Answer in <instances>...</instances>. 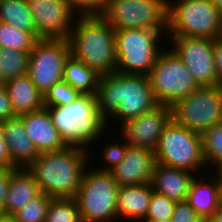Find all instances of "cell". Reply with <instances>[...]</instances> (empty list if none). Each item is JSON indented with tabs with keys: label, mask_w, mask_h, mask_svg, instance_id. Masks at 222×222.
Returning a JSON list of instances; mask_svg holds the SVG:
<instances>
[{
	"label": "cell",
	"mask_w": 222,
	"mask_h": 222,
	"mask_svg": "<svg viewBox=\"0 0 222 222\" xmlns=\"http://www.w3.org/2000/svg\"><path fill=\"white\" fill-rule=\"evenodd\" d=\"M100 117L109 121L130 120L158 105L148 75L128 74L118 70L100 76L97 87Z\"/></svg>",
	"instance_id": "cell-1"
},
{
	"label": "cell",
	"mask_w": 222,
	"mask_h": 222,
	"mask_svg": "<svg viewBox=\"0 0 222 222\" xmlns=\"http://www.w3.org/2000/svg\"><path fill=\"white\" fill-rule=\"evenodd\" d=\"M91 152L66 146L62 150L39 153L26 169L33 175L41 193L52 198H74L91 161Z\"/></svg>",
	"instance_id": "cell-2"
},
{
	"label": "cell",
	"mask_w": 222,
	"mask_h": 222,
	"mask_svg": "<svg viewBox=\"0 0 222 222\" xmlns=\"http://www.w3.org/2000/svg\"><path fill=\"white\" fill-rule=\"evenodd\" d=\"M68 42L70 54L98 75L116 70L115 30L101 15L75 17Z\"/></svg>",
	"instance_id": "cell-3"
},
{
	"label": "cell",
	"mask_w": 222,
	"mask_h": 222,
	"mask_svg": "<svg viewBox=\"0 0 222 222\" xmlns=\"http://www.w3.org/2000/svg\"><path fill=\"white\" fill-rule=\"evenodd\" d=\"M48 110L66 146L89 149L107 128L99 115L96 94H81L67 105L44 107Z\"/></svg>",
	"instance_id": "cell-4"
},
{
	"label": "cell",
	"mask_w": 222,
	"mask_h": 222,
	"mask_svg": "<svg viewBox=\"0 0 222 222\" xmlns=\"http://www.w3.org/2000/svg\"><path fill=\"white\" fill-rule=\"evenodd\" d=\"M118 187L110 172L87 166L74 197L82 222H118Z\"/></svg>",
	"instance_id": "cell-5"
},
{
	"label": "cell",
	"mask_w": 222,
	"mask_h": 222,
	"mask_svg": "<svg viewBox=\"0 0 222 222\" xmlns=\"http://www.w3.org/2000/svg\"><path fill=\"white\" fill-rule=\"evenodd\" d=\"M154 157L158 164L194 173L207 168L201 134L177 124L173 119L161 133Z\"/></svg>",
	"instance_id": "cell-6"
},
{
	"label": "cell",
	"mask_w": 222,
	"mask_h": 222,
	"mask_svg": "<svg viewBox=\"0 0 222 222\" xmlns=\"http://www.w3.org/2000/svg\"><path fill=\"white\" fill-rule=\"evenodd\" d=\"M220 16L211 0H168L166 34L215 39Z\"/></svg>",
	"instance_id": "cell-7"
},
{
	"label": "cell",
	"mask_w": 222,
	"mask_h": 222,
	"mask_svg": "<svg viewBox=\"0 0 222 222\" xmlns=\"http://www.w3.org/2000/svg\"><path fill=\"white\" fill-rule=\"evenodd\" d=\"M163 35L152 29L115 30L116 70L148 75L163 49L159 46L164 41Z\"/></svg>",
	"instance_id": "cell-8"
},
{
	"label": "cell",
	"mask_w": 222,
	"mask_h": 222,
	"mask_svg": "<svg viewBox=\"0 0 222 222\" xmlns=\"http://www.w3.org/2000/svg\"><path fill=\"white\" fill-rule=\"evenodd\" d=\"M148 78L157 103L170 107L200 87L170 47L158 54Z\"/></svg>",
	"instance_id": "cell-9"
},
{
	"label": "cell",
	"mask_w": 222,
	"mask_h": 222,
	"mask_svg": "<svg viewBox=\"0 0 222 222\" xmlns=\"http://www.w3.org/2000/svg\"><path fill=\"white\" fill-rule=\"evenodd\" d=\"M168 0H108L101 16L114 30L152 29L167 33Z\"/></svg>",
	"instance_id": "cell-10"
},
{
	"label": "cell",
	"mask_w": 222,
	"mask_h": 222,
	"mask_svg": "<svg viewBox=\"0 0 222 222\" xmlns=\"http://www.w3.org/2000/svg\"><path fill=\"white\" fill-rule=\"evenodd\" d=\"M172 119L202 134L222 123V86H200L171 106Z\"/></svg>",
	"instance_id": "cell-11"
},
{
	"label": "cell",
	"mask_w": 222,
	"mask_h": 222,
	"mask_svg": "<svg viewBox=\"0 0 222 222\" xmlns=\"http://www.w3.org/2000/svg\"><path fill=\"white\" fill-rule=\"evenodd\" d=\"M70 55L68 39H38L29 52L28 72L35 87L45 94L63 80L64 64Z\"/></svg>",
	"instance_id": "cell-12"
},
{
	"label": "cell",
	"mask_w": 222,
	"mask_h": 222,
	"mask_svg": "<svg viewBox=\"0 0 222 222\" xmlns=\"http://www.w3.org/2000/svg\"><path fill=\"white\" fill-rule=\"evenodd\" d=\"M169 41L174 46L172 52L185 63L200 86L219 85L213 61L215 39L175 36L169 37Z\"/></svg>",
	"instance_id": "cell-13"
},
{
	"label": "cell",
	"mask_w": 222,
	"mask_h": 222,
	"mask_svg": "<svg viewBox=\"0 0 222 222\" xmlns=\"http://www.w3.org/2000/svg\"><path fill=\"white\" fill-rule=\"evenodd\" d=\"M172 119L171 107L158 104L153 109L130 120L118 121L121 141L130 146L143 147L152 151L157 147L161 133Z\"/></svg>",
	"instance_id": "cell-14"
},
{
	"label": "cell",
	"mask_w": 222,
	"mask_h": 222,
	"mask_svg": "<svg viewBox=\"0 0 222 222\" xmlns=\"http://www.w3.org/2000/svg\"><path fill=\"white\" fill-rule=\"evenodd\" d=\"M26 1L40 38L68 39L77 13L70 8L66 0Z\"/></svg>",
	"instance_id": "cell-15"
},
{
	"label": "cell",
	"mask_w": 222,
	"mask_h": 222,
	"mask_svg": "<svg viewBox=\"0 0 222 222\" xmlns=\"http://www.w3.org/2000/svg\"><path fill=\"white\" fill-rule=\"evenodd\" d=\"M155 163L154 151L127 144L125 157L109 172L118 186L148 184Z\"/></svg>",
	"instance_id": "cell-16"
},
{
	"label": "cell",
	"mask_w": 222,
	"mask_h": 222,
	"mask_svg": "<svg viewBox=\"0 0 222 222\" xmlns=\"http://www.w3.org/2000/svg\"><path fill=\"white\" fill-rule=\"evenodd\" d=\"M2 132L11 158V168H27L38 156L32 140L26 135L20 116L1 121Z\"/></svg>",
	"instance_id": "cell-17"
},
{
	"label": "cell",
	"mask_w": 222,
	"mask_h": 222,
	"mask_svg": "<svg viewBox=\"0 0 222 222\" xmlns=\"http://www.w3.org/2000/svg\"><path fill=\"white\" fill-rule=\"evenodd\" d=\"M20 117L24 121L26 135L39 153L58 151L66 147L46 108L22 114Z\"/></svg>",
	"instance_id": "cell-18"
},
{
	"label": "cell",
	"mask_w": 222,
	"mask_h": 222,
	"mask_svg": "<svg viewBox=\"0 0 222 222\" xmlns=\"http://www.w3.org/2000/svg\"><path fill=\"white\" fill-rule=\"evenodd\" d=\"M193 172L167 167L155 163L151 185L153 190L164 194L175 202L186 201L190 185L195 178Z\"/></svg>",
	"instance_id": "cell-19"
},
{
	"label": "cell",
	"mask_w": 222,
	"mask_h": 222,
	"mask_svg": "<svg viewBox=\"0 0 222 222\" xmlns=\"http://www.w3.org/2000/svg\"><path fill=\"white\" fill-rule=\"evenodd\" d=\"M153 188L151 183L118 187L117 214L132 222H141L148 211Z\"/></svg>",
	"instance_id": "cell-20"
},
{
	"label": "cell",
	"mask_w": 222,
	"mask_h": 222,
	"mask_svg": "<svg viewBox=\"0 0 222 222\" xmlns=\"http://www.w3.org/2000/svg\"><path fill=\"white\" fill-rule=\"evenodd\" d=\"M186 202L203 222H206L220 204V183L214 174H208L206 180L204 177L202 179L195 176L187 193Z\"/></svg>",
	"instance_id": "cell-21"
},
{
	"label": "cell",
	"mask_w": 222,
	"mask_h": 222,
	"mask_svg": "<svg viewBox=\"0 0 222 222\" xmlns=\"http://www.w3.org/2000/svg\"><path fill=\"white\" fill-rule=\"evenodd\" d=\"M40 194L41 190L33 175L25 168H16L9 179L3 215L11 217Z\"/></svg>",
	"instance_id": "cell-22"
},
{
	"label": "cell",
	"mask_w": 222,
	"mask_h": 222,
	"mask_svg": "<svg viewBox=\"0 0 222 222\" xmlns=\"http://www.w3.org/2000/svg\"><path fill=\"white\" fill-rule=\"evenodd\" d=\"M5 88L16 116L44 108L43 94L35 87L28 74L6 81Z\"/></svg>",
	"instance_id": "cell-23"
},
{
	"label": "cell",
	"mask_w": 222,
	"mask_h": 222,
	"mask_svg": "<svg viewBox=\"0 0 222 222\" xmlns=\"http://www.w3.org/2000/svg\"><path fill=\"white\" fill-rule=\"evenodd\" d=\"M99 78L100 75L71 54L66 59L63 81L67 82L80 94H96Z\"/></svg>",
	"instance_id": "cell-24"
},
{
	"label": "cell",
	"mask_w": 222,
	"mask_h": 222,
	"mask_svg": "<svg viewBox=\"0 0 222 222\" xmlns=\"http://www.w3.org/2000/svg\"><path fill=\"white\" fill-rule=\"evenodd\" d=\"M0 21L30 32L37 40L41 39L36 33L33 15L26 0H0Z\"/></svg>",
	"instance_id": "cell-25"
},
{
	"label": "cell",
	"mask_w": 222,
	"mask_h": 222,
	"mask_svg": "<svg viewBox=\"0 0 222 222\" xmlns=\"http://www.w3.org/2000/svg\"><path fill=\"white\" fill-rule=\"evenodd\" d=\"M29 52L0 48V67L4 81L27 74Z\"/></svg>",
	"instance_id": "cell-26"
},
{
	"label": "cell",
	"mask_w": 222,
	"mask_h": 222,
	"mask_svg": "<svg viewBox=\"0 0 222 222\" xmlns=\"http://www.w3.org/2000/svg\"><path fill=\"white\" fill-rule=\"evenodd\" d=\"M37 39L30 33L0 21V48L30 52Z\"/></svg>",
	"instance_id": "cell-27"
},
{
	"label": "cell",
	"mask_w": 222,
	"mask_h": 222,
	"mask_svg": "<svg viewBox=\"0 0 222 222\" xmlns=\"http://www.w3.org/2000/svg\"><path fill=\"white\" fill-rule=\"evenodd\" d=\"M204 162L215 167L222 161V123L208 128L201 134Z\"/></svg>",
	"instance_id": "cell-28"
},
{
	"label": "cell",
	"mask_w": 222,
	"mask_h": 222,
	"mask_svg": "<svg viewBox=\"0 0 222 222\" xmlns=\"http://www.w3.org/2000/svg\"><path fill=\"white\" fill-rule=\"evenodd\" d=\"M46 222H82L74 198H52L47 210Z\"/></svg>",
	"instance_id": "cell-29"
},
{
	"label": "cell",
	"mask_w": 222,
	"mask_h": 222,
	"mask_svg": "<svg viewBox=\"0 0 222 222\" xmlns=\"http://www.w3.org/2000/svg\"><path fill=\"white\" fill-rule=\"evenodd\" d=\"M52 197L41 193L36 198L26 203L11 217L16 222H46L47 210Z\"/></svg>",
	"instance_id": "cell-30"
},
{
	"label": "cell",
	"mask_w": 222,
	"mask_h": 222,
	"mask_svg": "<svg viewBox=\"0 0 222 222\" xmlns=\"http://www.w3.org/2000/svg\"><path fill=\"white\" fill-rule=\"evenodd\" d=\"M176 202L164 194L153 190L148 211L142 221H162L171 219Z\"/></svg>",
	"instance_id": "cell-31"
},
{
	"label": "cell",
	"mask_w": 222,
	"mask_h": 222,
	"mask_svg": "<svg viewBox=\"0 0 222 222\" xmlns=\"http://www.w3.org/2000/svg\"><path fill=\"white\" fill-rule=\"evenodd\" d=\"M81 94L63 80L55 83L43 94L44 107L67 105L78 98Z\"/></svg>",
	"instance_id": "cell-32"
},
{
	"label": "cell",
	"mask_w": 222,
	"mask_h": 222,
	"mask_svg": "<svg viewBox=\"0 0 222 222\" xmlns=\"http://www.w3.org/2000/svg\"><path fill=\"white\" fill-rule=\"evenodd\" d=\"M119 143V144H118ZM106 145H104L101 149L102 152L100 155H102V159L104 160L103 162H105V166L101 165L98 168H96L97 170L100 171H110L112 170L114 167H116L121 161L122 159L125 157L126 151H127V143L122 141V142H115V141H111L108 143H105ZM107 162V163H106Z\"/></svg>",
	"instance_id": "cell-33"
},
{
	"label": "cell",
	"mask_w": 222,
	"mask_h": 222,
	"mask_svg": "<svg viewBox=\"0 0 222 222\" xmlns=\"http://www.w3.org/2000/svg\"><path fill=\"white\" fill-rule=\"evenodd\" d=\"M77 16L101 15L108 0H66ZM76 10V11H75Z\"/></svg>",
	"instance_id": "cell-34"
},
{
	"label": "cell",
	"mask_w": 222,
	"mask_h": 222,
	"mask_svg": "<svg viewBox=\"0 0 222 222\" xmlns=\"http://www.w3.org/2000/svg\"><path fill=\"white\" fill-rule=\"evenodd\" d=\"M172 222H203L195 210L186 202H176L174 206Z\"/></svg>",
	"instance_id": "cell-35"
},
{
	"label": "cell",
	"mask_w": 222,
	"mask_h": 222,
	"mask_svg": "<svg viewBox=\"0 0 222 222\" xmlns=\"http://www.w3.org/2000/svg\"><path fill=\"white\" fill-rule=\"evenodd\" d=\"M15 116L5 85H0V122Z\"/></svg>",
	"instance_id": "cell-36"
},
{
	"label": "cell",
	"mask_w": 222,
	"mask_h": 222,
	"mask_svg": "<svg viewBox=\"0 0 222 222\" xmlns=\"http://www.w3.org/2000/svg\"><path fill=\"white\" fill-rule=\"evenodd\" d=\"M16 168H8L0 166V208L3 209L6 200V194L9 186L11 173Z\"/></svg>",
	"instance_id": "cell-37"
},
{
	"label": "cell",
	"mask_w": 222,
	"mask_h": 222,
	"mask_svg": "<svg viewBox=\"0 0 222 222\" xmlns=\"http://www.w3.org/2000/svg\"><path fill=\"white\" fill-rule=\"evenodd\" d=\"M213 61L219 85L222 86V43L218 41L214 42Z\"/></svg>",
	"instance_id": "cell-38"
},
{
	"label": "cell",
	"mask_w": 222,
	"mask_h": 222,
	"mask_svg": "<svg viewBox=\"0 0 222 222\" xmlns=\"http://www.w3.org/2000/svg\"><path fill=\"white\" fill-rule=\"evenodd\" d=\"M0 166L11 168V158L2 132L0 122Z\"/></svg>",
	"instance_id": "cell-39"
},
{
	"label": "cell",
	"mask_w": 222,
	"mask_h": 222,
	"mask_svg": "<svg viewBox=\"0 0 222 222\" xmlns=\"http://www.w3.org/2000/svg\"><path fill=\"white\" fill-rule=\"evenodd\" d=\"M206 222H222V204H219L213 215Z\"/></svg>",
	"instance_id": "cell-40"
},
{
	"label": "cell",
	"mask_w": 222,
	"mask_h": 222,
	"mask_svg": "<svg viewBox=\"0 0 222 222\" xmlns=\"http://www.w3.org/2000/svg\"><path fill=\"white\" fill-rule=\"evenodd\" d=\"M215 170V172H213L216 177V179L218 180L219 183H222V161H220L215 167H213V170Z\"/></svg>",
	"instance_id": "cell-41"
},
{
	"label": "cell",
	"mask_w": 222,
	"mask_h": 222,
	"mask_svg": "<svg viewBox=\"0 0 222 222\" xmlns=\"http://www.w3.org/2000/svg\"><path fill=\"white\" fill-rule=\"evenodd\" d=\"M215 40L222 43V15L220 16L218 33Z\"/></svg>",
	"instance_id": "cell-42"
},
{
	"label": "cell",
	"mask_w": 222,
	"mask_h": 222,
	"mask_svg": "<svg viewBox=\"0 0 222 222\" xmlns=\"http://www.w3.org/2000/svg\"><path fill=\"white\" fill-rule=\"evenodd\" d=\"M222 15V0H211Z\"/></svg>",
	"instance_id": "cell-43"
},
{
	"label": "cell",
	"mask_w": 222,
	"mask_h": 222,
	"mask_svg": "<svg viewBox=\"0 0 222 222\" xmlns=\"http://www.w3.org/2000/svg\"><path fill=\"white\" fill-rule=\"evenodd\" d=\"M0 222H16L12 217H8V216H3L0 219Z\"/></svg>",
	"instance_id": "cell-44"
},
{
	"label": "cell",
	"mask_w": 222,
	"mask_h": 222,
	"mask_svg": "<svg viewBox=\"0 0 222 222\" xmlns=\"http://www.w3.org/2000/svg\"><path fill=\"white\" fill-rule=\"evenodd\" d=\"M0 85H5V81L1 72V67H0Z\"/></svg>",
	"instance_id": "cell-45"
},
{
	"label": "cell",
	"mask_w": 222,
	"mask_h": 222,
	"mask_svg": "<svg viewBox=\"0 0 222 222\" xmlns=\"http://www.w3.org/2000/svg\"><path fill=\"white\" fill-rule=\"evenodd\" d=\"M141 222H172L171 219H166V220H162V221H141Z\"/></svg>",
	"instance_id": "cell-46"
},
{
	"label": "cell",
	"mask_w": 222,
	"mask_h": 222,
	"mask_svg": "<svg viewBox=\"0 0 222 222\" xmlns=\"http://www.w3.org/2000/svg\"><path fill=\"white\" fill-rule=\"evenodd\" d=\"M220 204H222V183H220Z\"/></svg>",
	"instance_id": "cell-47"
},
{
	"label": "cell",
	"mask_w": 222,
	"mask_h": 222,
	"mask_svg": "<svg viewBox=\"0 0 222 222\" xmlns=\"http://www.w3.org/2000/svg\"><path fill=\"white\" fill-rule=\"evenodd\" d=\"M2 209L0 208V219L3 217Z\"/></svg>",
	"instance_id": "cell-48"
}]
</instances>
